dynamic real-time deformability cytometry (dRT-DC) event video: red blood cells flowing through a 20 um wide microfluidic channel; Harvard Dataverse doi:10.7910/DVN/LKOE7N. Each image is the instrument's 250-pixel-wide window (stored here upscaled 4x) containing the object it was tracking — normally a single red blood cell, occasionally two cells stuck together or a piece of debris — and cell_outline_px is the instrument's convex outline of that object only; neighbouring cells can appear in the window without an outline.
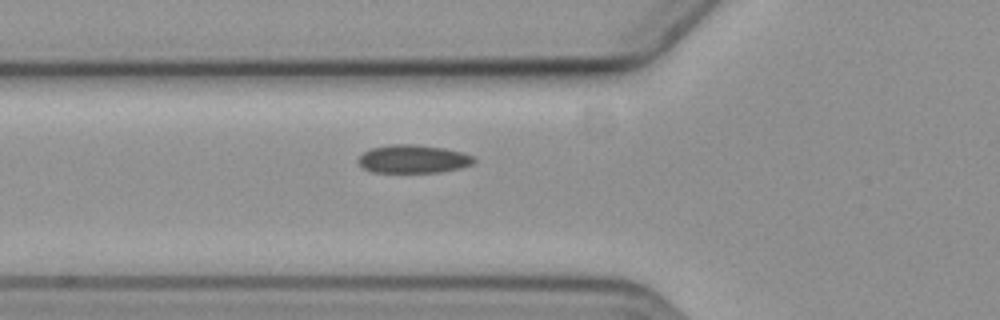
{"species": "common noctule bat (a hibernating species)", "species_latin": "Nyctalus noctula", "temperature_condition": "cold", "stored_images_in_passage": 6, "camera_frame_rate_fps": 3000, "um_per_image_px": 0.085, "animal": {"sex": "female", "body_mass_g": 19.3, "forearm_length_mm": 54.1}, "frame": {"image": 1, "passage_image": 6, "time_ms": 7.0, "image_size_px": [1000, 320], "cell_outline_px": [[476, 160], [472, 164], [460, 168], [440, 172], [372, 172], [364, 168], [356, 160], [364, 152], [372, 148], [392, 144], [412, 144], [444, 148], [464, 152], [472, 156]], "centroid_in_image_um": [35.13, 13.51], "position_along_channel_um": 90.7, "area_um2": 18.96}}